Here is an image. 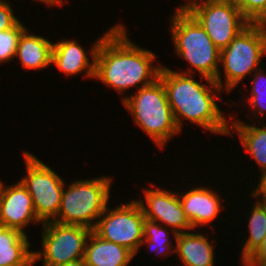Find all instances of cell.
I'll return each instance as SVG.
<instances>
[{
    "instance_id": "cell-1",
    "label": "cell",
    "mask_w": 266,
    "mask_h": 266,
    "mask_svg": "<svg viewBox=\"0 0 266 266\" xmlns=\"http://www.w3.org/2000/svg\"><path fill=\"white\" fill-rule=\"evenodd\" d=\"M122 24H116L99 44L94 80L123 94L138 84L140 89L154 83L162 66L154 64L155 53L129 39Z\"/></svg>"
},
{
    "instance_id": "cell-2",
    "label": "cell",
    "mask_w": 266,
    "mask_h": 266,
    "mask_svg": "<svg viewBox=\"0 0 266 266\" xmlns=\"http://www.w3.org/2000/svg\"><path fill=\"white\" fill-rule=\"evenodd\" d=\"M159 79L165 87L168 102L177 128L182 132L183 118L217 135H229L230 121L217 104V96L223 90L215 81L209 85L194 80L192 74H184L162 66ZM210 86V87H209ZM218 92V93H217Z\"/></svg>"
},
{
    "instance_id": "cell-3",
    "label": "cell",
    "mask_w": 266,
    "mask_h": 266,
    "mask_svg": "<svg viewBox=\"0 0 266 266\" xmlns=\"http://www.w3.org/2000/svg\"><path fill=\"white\" fill-rule=\"evenodd\" d=\"M170 32L175 53L190 64L184 74L200 73L201 80L215 81L223 90L221 79L219 50L212 42L201 24L183 7L179 6L172 13ZM203 77V78H202Z\"/></svg>"
},
{
    "instance_id": "cell-4",
    "label": "cell",
    "mask_w": 266,
    "mask_h": 266,
    "mask_svg": "<svg viewBox=\"0 0 266 266\" xmlns=\"http://www.w3.org/2000/svg\"><path fill=\"white\" fill-rule=\"evenodd\" d=\"M134 123L147 134L160 149L180 130L177 128L163 82L158 78L154 83L137 89L130 97L122 98ZM165 144V145H164Z\"/></svg>"
},
{
    "instance_id": "cell-5",
    "label": "cell",
    "mask_w": 266,
    "mask_h": 266,
    "mask_svg": "<svg viewBox=\"0 0 266 266\" xmlns=\"http://www.w3.org/2000/svg\"><path fill=\"white\" fill-rule=\"evenodd\" d=\"M111 178L101 176L74 180L63 189L61 205L53 220L65 225H80L91 230L105 211L110 199ZM95 220V221H94Z\"/></svg>"
},
{
    "instance_id": "cell-6",
    "label": "cell",
    "mask_w": 266,
    "mask_h": 266,
    "mask_svg": "<svg viewBox=\"0 0 266 266\" xmlns=\"http://www.w3.org/2000/svg\"><path fill=\"white\" fill-rule=\"evenodd\" d=\"M266 55V24L250 23L232 42L221 50L220 69L223 67V89L231 92L248 74L260 69Z\"/></svg>"
},
{
    "instance_id": "cell-7",
    "label": "cell",
    "mask_w": 266,
    "mask_h": 266,
    "mask_svg": "<svg viewBox=\"0 0 266 266\" xmlns=\"http://www.w3.org/2000/svg\"><path fill=\"white\" fill-rule=\"evenodd\" d=\"M180 6L201 24L219 50L250 24L241 10L226 0H185Z\"/></svg>"
},
{
    "instance_id": "cell-8",
    "label": "cell",
    "mask_w": 266,
    "mask_h": 266,
    "mask_svg": "<svg viewBox=\"0 0 266 266\" xmlns=\"http://www.w3.org/2000/svg\"><path fill=\"white\" fill-rule=\"evenodd\" d=\"M23 152L27 174L20 181L31 195L37 218L42 223L53 221L58 215L66 184L61 176L33 153Z\"/></svg>"
},
{
    "instance_id": "cell-9",
    "label": "cell",
    "mask_w": 266,
    "mask_h": 266,
    "mask_svg": "<svg viewBox=\"0 0 266 266\" xmlns=\"http://www.w3.org/2000/svg\"><path fill=\"white\" fill-rule=\"evenodd\" d=\"M43 250L35 251L34 264L42 260L43 266H61L83 258L91 229L80 225H65L55 221L42 223Z\"/></svg>"
},
{
    "instance_id": "cell-10",
    "label": "cell",
    "mask_w": 266,
    "mask_h": 266,
    "mask_svg": "<svg viewBox=\"0 0 266 266\" xmlns=\"http://www.w3.org/2000/svg\"><path fill=\"white\" fill-rule=\"evenodd\" d=\"M144 219V212L137 199L113 209L107 206L92 231L100 238L126 247L136 255L143 240Z\"/></svg>"
},
{
    "instance_id": "cell-11",
    "label": "cell",
    "mask_w": 266,
    "mask_h": 266,
    "mask_svg": "<svg viewBox=\"0 0 266 266\" xmlns=\"http://www.w3.org/2000/svg\"><path fill=\"white\" fill-rule=\"evenodd\" d=\"M143 193L146 204L143 199L138 200V202L142 207L145 218L173 229L178 234L193 230L182 209L178 193L171 192L168 189L163 190L158 186L155 189L146 187Z\"/></svg>"
},
{
    "instance_id": "cell-12",
    "label": "cell",
    "mask_w": 266,
    "mask_h": 266,
    "mask_svg": "<svg viewBox=\"0 0 266 266\" xmlns=\"http://www.w3.org/2000/svg\"><path fill=\"white\" fill-rule=\"evenodd\" d=\"M115 26L103 33L101 37H98L97 41L91 46L89 53L92 61H89L86 51L77 41L61 39V41L53 43L51 64L67 76H75L84 72L86 74L83 75L94 79L96 54L99 44Z\"/></svg>"
},
{
    "instance_id": "cell-13",
    "label": "cell",
    "mask_w": 266,
    "mask_h": 266,
    "mask_svg": "<svg viewBox=\"0 0 266 266\" xmlns=\"http://www.w3.org/2000/svg\"><path fill=\"white\" fill-rule=\"evenodd\" d=\"M42 223L36 216L32 198L21 181L4 186L0 199V225L21 231L31 223Z\"/></svg>"
},
{
    "instance_id": "cell-14",
    "label": "cell",
    "mask_w": 266,
    "mask_h": 266,
    "mask_svg": "<svg viewBox=\"0 0 266 266\" xmlns=\"http://www.w3.org/2000/svg\"><path fill=\"white\" fill-rule=\"evenodd\" d=\"M212 187H195L179 194L182 209L193 230L211 224L223 209L218 193Z\"/></svg>"
},
{
    "instance_id": "cell-15",
    "label": "cell",
    "mask_w": 266,
    "mask_h": 266,
    "mask_svg": "<svg viewBox=\"0 0 266 266\" xmlns=\"http://www.w3.org/2000/svg\"><path fill=\"white\" fill-rule=\"evenodd\" d=\"M175 241V254L179 255L184 266H214L215 247L204 233H179Z\"/></svg>"
},
{
    "instance_id": "cell-16",
    "label": "cell",
    "mask_w": 266,
    "mask_h": 266,
    "mask_svg": "<svg viewBox=\"0 0 266 266\" xmlns=\"http://www.w3.org/2000/svg\"><path fill=\"white\" fill-rule=\"evenodd\" d=\"M134 256L126 247L106 241L92 231L86 242L84 259L88 266H127Z\"/></svg>"
},
{
    "instance_id": "cell-17",
    "label": "cell",
    "mask_w": 266,
    "mask_h": 266,
    "mask_svg": "<svg viewBox=\"0 0 266 266\" xmlns=\"http://www.w3.org/2000/svg\"><path fill=\"white\" fill-rule=\"evenodd\" d=\"M53 43L48 38L30 33L26 28L18 41L15 58L23 69L38 70L51 66Z\"/></svg>"
},
{
    "instance_id": "cell-18",
    "label": "cell",
    "mask_w": 266,
    "mask_h": 266,
    "mask_svg": "<svg viewBox=\"0 0 266 266\" xmlns=\"http://www.w3.org/2000/svg\"><path fill=\"white\" fill-rule=\"evenodd\" d=\"M27 234L0 225V266H33L34 251Z\"/></svg>"
},
{
    "instance_id": "cell-19",
    "label": "cell",
    "mask_w": 266,
    "mask_h": 266,
    "mask_svg": "<svg viewBox=\"0 0 266 266\" xmlns=\"http://www.w3.org/2000/svg\"><path fill=\"white\" fill-rule=\"evenodd\" d=\"M230 131L229 136L233 133L231 128L238 134L240 143L251 157L255 160L260 168V172L266 170V124L262 122V127H257L255 125L256 121L253 123H244L241 120H230Z\"/></svg>"
},
{
    "instance_id": "cell-20",
    "label": "cell",
    "mask_w": 266,
    "mask_h": 266,
    "mask_svg": "<svg viewBox=\"0 0 266 266\" xmlns=\"http://www.w3.org/2000/svg\"><path fill=\"white\" fill-rule=\"evenodd\" d=\"M248 221V237L243 244L241 264H243L262 244L266 236V200L254 202Z\"/></svg>"
},
{
    "instance_id": "cell-21",
    "label": "cell",
    "mask_w": 266,
    "mask_h": 266,
    "mask_svg": "<svg viewBox=\"0 0 266 266\" xmlns=\"http://www.w3.org/2000/svg\"><path fill=\"white\" fill-rule=\"evenodd\" d=\"M170 232H172L171 235L174 236L173 240H176L178 235L176 231L168 229L156 221L145 218L143 223V240L141 246L144 244L148 245V248H151L153 252L157 251L156 253H158L160 257L163 255L166 257L173 252L175 253L176 244L173 246V242L169 240Z\"/></svg>"
},
{
    "instance_id": "cell-22",
    "label": "cell",
    "mask_w": 266,
    "mask_h": 266,
    "mask_svg": "<svg viewBox=\"0 0 266 266\" xmlns=\"http://www.w3.org/2000/svg\"><path fill=\"white\" fill-rule=\"evenodd\" d=\"M20 21L8 30L0 31V63L4 64L15 58L16 49L22 32L26 29Z\"/></svg>"
},
{
    "instance_id": "cell-23",
    "label": "cell",
    "mask_w": 266,
    "mask_h": 266,
    "mask_svg": "<svg viewBox=\"0 0 266 266\" xmlns=\"http://www.w3.org/2000/svg\"><path fill=\"white\" fill-rule=\"evenodd\" d=\"M241 10L250 23L266 24V0H226Z\"/></svg>"
},
{
    "instance_id": "cell-24",
    "label": "cell",
    "mask_w": 266,
    "mask_h": 266,
    "mask_svg": "<svg viewBox=\"0 0 266 266\" xmlns=\"http://www.w3.org/2000/svg\"><path fill=\"white\" fill-rule=\"evenodd\" d=\"M7 0H0V31L13 28L20 20Z\"/></svg>"
},
{
    "instance_id": "cell-25",
    "label": "cell",
    "mask_w": 266,
    "mask_h": 266,
    "mask_svg": "<svg viewBox=\"0 0 266 266\" xmlns=\"http://www.w3.org/2000/svg\"><path fill=\"white\" fill-rule=\"evenodd\" d=\"M266 92L265 93H250V97L248 98V100L246 99V101H248V104L251 106V110L255 111L254 112V116L259 117L262 119V116L265 117L266 116ZM261 114V115H260ZM259 115V116H258Z\"/></svg>"
},
{
    "instance_id": "cell-26",
    "label": "cell",
    "mask_w": 266,
    "mask_h": 266,
    "mask_svg": "<svg viewBox=\"0 0 266 266\" xmlns=\"http://www.w3.org/2000/svg\"><path fill=\"white\" fill-rule=\"evenodd\" d=\"M251 93H265L266 92V73L262 68L256 70L253 74Z\"/></svg>"
},
{
    "instance_id": "cell-27",
    "label": "cell",
    "mask_w": 266,
    "mask_h": 266,
    "mask_svg": "<svg viewBox=\"0 0 266 266\" xmlns=\"http://www.w3.org/2000/svg\"><path fill=\"white\" fill-rule=\"evenodd\" d=\"M257 187L251 192L253 198L266 200V170L260 174V179Z\"/></svg>"
},
{
    "instance_id": "cell-28",
    "label": "cell",
    "mask_w": 266,
    "mask_h": 266,
    "mask_svg": "<svg viewBox=\"0 0 266 266\" xmlns=\"http://www.w3.org/2000/svg\"><path fill=\"white\" fill-rule=\"evenodd\" d=\"M258 257H266V236L262 244L248 259H257Z\"/></svg>"
},
{
    "instance_id": "cell-29",
    "label": "cell",
    "mask_w": 266,
    "mask_h": 266,
    "mask_svg": "<svg viewBox=\"0 0 266 266\" xmlns=\"http://www.w3.org/2000/svg\"><path fill=\"white\" fill-rule=\"evenodd\" d=\"M243 266H266V257H258L257 259H247Z\"/></svg>"
},
{
    "instance_id": "cell-30",
    "label": "cell",
    "mask_w": 266,
    "mask_h": 266,
    "mask_svg": "<svg viewBox=\"0 0 266 266\" xmlns=\"http://www.w3.org/2000/svg\"><path fill=\"white\" fill-rule=\"evenodd\" d=\"M61 266H88V265L86 264V261L83 257L78 260L68 262L65 265H61Z\"/></svg>"
},
{
    "instance_id": "cell-31",
    "label": "cell",
    "mask_w": 266,
    "mask_h": 266,
    "mask_svg": "<svg viewBox=\"0 0 266 266\" xmlns=\"http://www.w3.org/2000/svg\"><path fill=\"white\" fill-rule=\"evenodd\" d=\"M65 0H41V2L45 3L48 6H56L61 7L64 4Z\"/></svg>"
},
{
    "instance_id": "cell-32",
    "label": "cell",
    "mask_w": 266,
    "mask_h": 266,
    "mask_svg": "<svg viewBox=\"0 0 266 266\" xmlns=\"http://www.w3.org/2000/svg\"><path fill=\"white\" fill-rule=\"evenodd\" d=\"M3 184H5V183L0 180V199H1V194H2L3 188H4Z\"/></svg>"
}]
</instances>
